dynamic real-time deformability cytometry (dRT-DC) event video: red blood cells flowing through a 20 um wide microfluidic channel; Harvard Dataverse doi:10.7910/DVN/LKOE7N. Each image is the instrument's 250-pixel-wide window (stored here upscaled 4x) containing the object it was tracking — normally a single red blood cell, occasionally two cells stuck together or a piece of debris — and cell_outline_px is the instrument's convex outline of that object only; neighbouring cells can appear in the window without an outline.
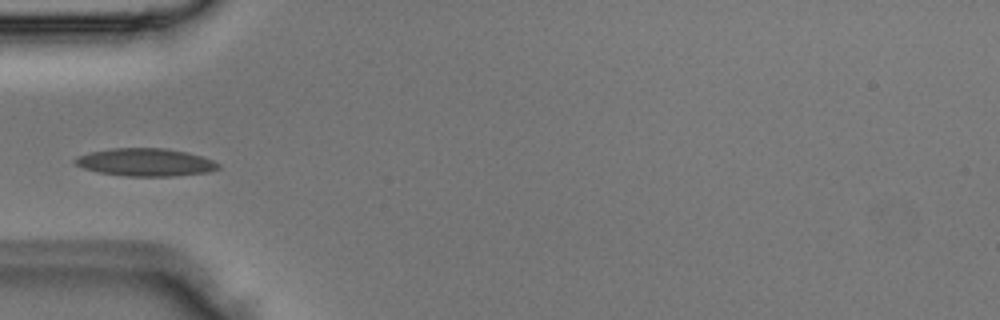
{"species": "Egyptian fruit bat (a non-hibernating species)", "species_latin": "Rousettus aegyptiacus", "temperature_condition": "room temperature", "stored_images_in_passage": 3, "camera_frame_rate_fps": 3000, "um_per_image_px": 0.085, "animal": {"sex": "male"}, "frame": {"image": 1, "passage_image": 3, "time_ms": 0.667, "image_size_px": [1000, 320], "cell_outline_px": [[220, 168], [208, 172], [172, 176], [124, 176], [100, 172], [84, 168], [76, 164], [72, 160], [76, 156], [92, 152], [112, 148], [164, 148], [188, 152], [212, 160], [220, 164]], "centroid_in_image_um": [12.37, 13.79], "position_along_channel_um": 72.6, "area_um2": 23.06}}